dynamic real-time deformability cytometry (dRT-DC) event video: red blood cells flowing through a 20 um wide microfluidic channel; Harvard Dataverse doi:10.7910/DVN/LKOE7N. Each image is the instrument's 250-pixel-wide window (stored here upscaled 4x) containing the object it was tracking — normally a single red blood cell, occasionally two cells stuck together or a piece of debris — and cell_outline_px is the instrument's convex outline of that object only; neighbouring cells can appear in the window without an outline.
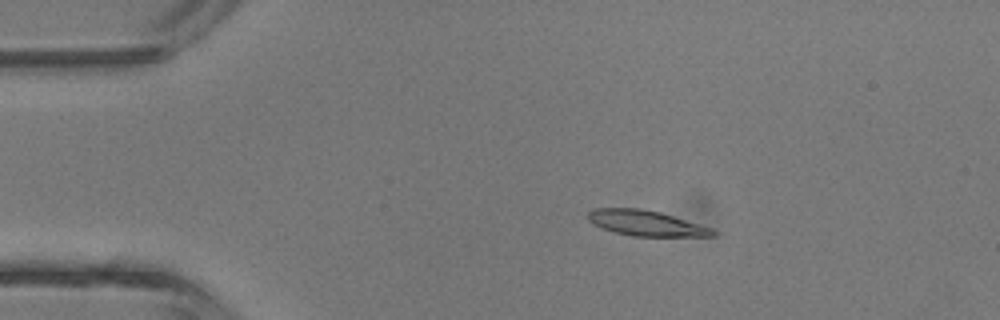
{"species": "common noctule bat (a hibernating species)", "species_latin": "Nyctalus noctula", "temperature_condition": "room temperature", "stored_images_in_passage": 4, "camera_frame_rate_fps": 3000, "um_per_image_px": 0.085, "animal": {"sex": "male", "body_mass_g": 13.3}, "frame": {"image": 1, "passage_image": 3, "time_ms": 2.333, "image_size_px": [1000, 320], "cell_outline_px": [[716, 236], [632, 236], [616, 232], [592, 224], [588, 220], [588, 212], [592, 208], [640, 208], [660, 212], [712, 228], [716, 232]], "centroid_in_image_um": [54.89, 18.96], "position_along_channel_um": 30.1, "area_um2": 18.38}}